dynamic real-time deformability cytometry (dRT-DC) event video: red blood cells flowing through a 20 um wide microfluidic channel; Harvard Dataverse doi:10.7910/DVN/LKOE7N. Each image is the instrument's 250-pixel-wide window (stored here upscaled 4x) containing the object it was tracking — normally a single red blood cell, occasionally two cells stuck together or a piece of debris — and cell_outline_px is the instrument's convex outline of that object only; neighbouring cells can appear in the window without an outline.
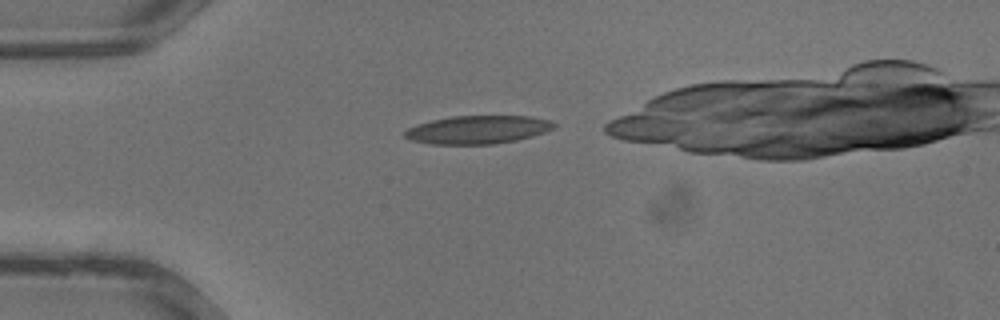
{"species": "common noctule bat (a hibernating species)", "species_latin": "Nyctalus noctula", "temperature_condition": "warm", "stored_images_in_passage": 9, "camera_frame_rate_fps": 3000, "um_per_image_px": 0.085, "animal": {"sex": "male", "body_mass_g": 13.3}, "frame": {"image": 1, "passage_image": 2, "time_ms": 0.333, "image_size_px": [1000, 320], "cell_outline_px": [[556, 128], [532, 136], [516, 140], [492, 144], [428, 144], [408, 140], [404, 136], [404, 132], [408, 128], [416, 124], [432, 120], [452, 116], [532, 116], [552, 120], [556, 124]], "centroid_in_image_um": [40.61, 11.02], "position_along_channel_um": 44.4, "area_um2": 24.74}}
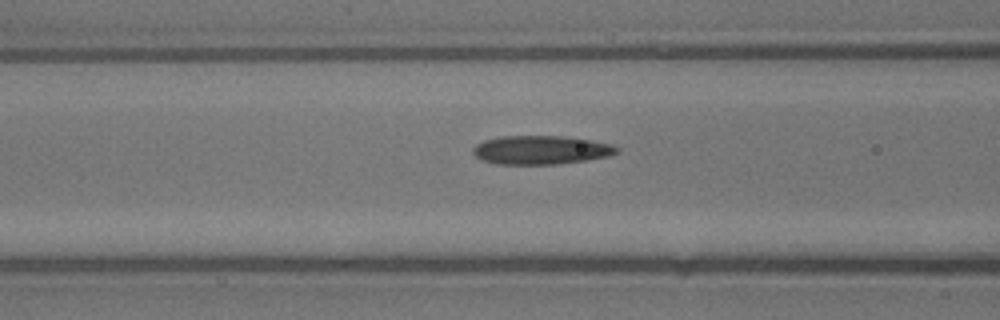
{"frame": {"image": 2, "passage_image": 7, "time_ms": 2.0, "image_size_px": [1000, 320], "cell_outline_px": [[620, 152], [608, 156], [588, 160], [556, 164], [496, 164], [484, 160], [476, 156], [472, 152], [472, 148], [476, 144], [484, 140], [500, 136], [564, 136], [592, 140], [612, 144], [620, 148]], "centroid_in_image_um": [46.01, 12.74], "position_along_channel_um": 120.6, "area_um2": 24.22}}